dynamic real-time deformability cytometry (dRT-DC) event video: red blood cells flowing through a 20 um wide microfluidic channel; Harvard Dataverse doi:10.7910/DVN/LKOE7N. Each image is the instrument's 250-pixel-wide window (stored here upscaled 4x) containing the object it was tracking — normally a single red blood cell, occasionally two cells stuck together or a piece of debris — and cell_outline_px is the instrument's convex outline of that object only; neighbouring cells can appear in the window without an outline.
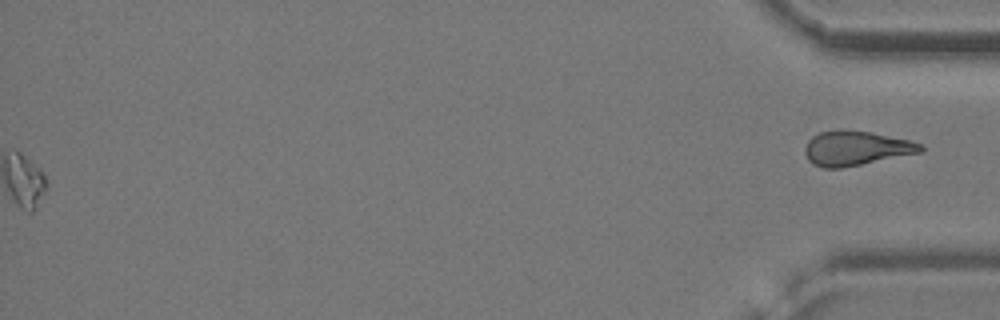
{"species": "common noctule bat (a hibernating species)", "species_latin": "Nyctalus noctula", "temperature_condition": "cold", "stored_images_in_passage": 54, "segment_of_instrument_passage": [2, 2], "camera_frame_rate_fps": 3000, "um_per_image_px": 0.085, "animal": {"sex": "female", "body_mass_g": 24.6, "forearm_length_mm": 56.2}, "frame": {"image": 1, "passage_image": 54, "time_ms": 17.667, "image_size_px": [1000, 320], "cell_outline_px": [[924, 148], [920, 152], [840, 168], [824, 168], [812, 164], [808, 160], [804, 152], [804, 148], [808, 140], [812, 136], [820, 132], [872, 132], [908, 140], [924, 144]], "centroid_in_image_um": [72.74, 12.62], "position_along_channel_um": 362.5, "area_um2": 22.54}}